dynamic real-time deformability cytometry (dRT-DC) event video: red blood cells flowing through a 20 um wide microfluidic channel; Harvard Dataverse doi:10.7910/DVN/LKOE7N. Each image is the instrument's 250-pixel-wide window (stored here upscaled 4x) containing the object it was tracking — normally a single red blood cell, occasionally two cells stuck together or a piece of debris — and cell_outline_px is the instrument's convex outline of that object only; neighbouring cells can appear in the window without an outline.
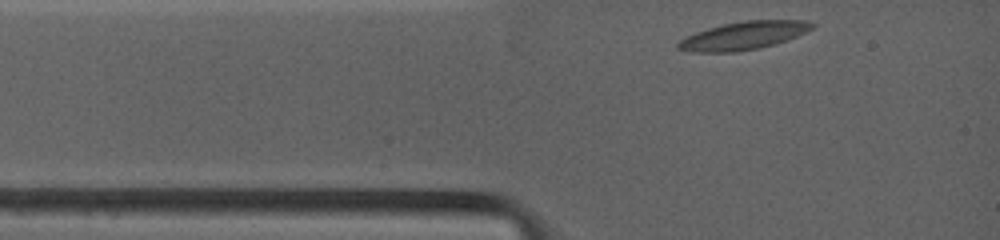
{"species": "common noctule bat (a hibernating species)", "species_latin": "Nyctalus noctula", "temperature_condition": "warm", "stored_images_in_passage": 37, "camera_frame_rate_fps": 4500, "um_per_image_px": 0.085, "animal": {"sex": "female", "body_mass_g": 19.0, "forearm_length_mm": 53.3}, "frame": {"image": 1, "passage_image": 1, "time_ms": 0.0, "image_size_px": [1000, 240], "cell_outline_px": [[816, 24], [812, 28], [796, 36], [760, 48], [736, 52], [688, 52], [676, 48], [676, 44], [680, 40], [696, 32], [708, 28], [724, 24], [744, 20], [808, 20]], "centroid_in_image_um": [63.17, 3.03], "position_along_channel_um": 21.8, "area_um2": 21.73}}
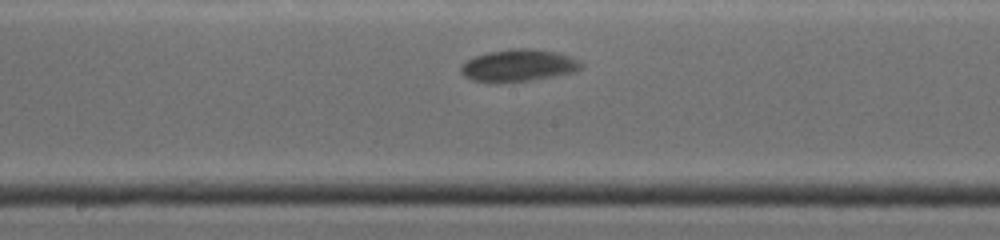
{"frame": {"image": 2, "passage_image": 22, "time_ms": 5.333, "image_size_px": [1000, 240], "cell_outline_px": [[584, 64], [576, 72], [532, 80], [472, 80], [464, 76], [460, 72], [460, 68], [468, 60], [476, 56], [488, 52], [516, 48], [528, 48], [556, 52], [568, 56]], "centroid_in_image_um": [44.11, 5.54], "position_along_channel_um": 204.1, "area_um2": 21.68}}
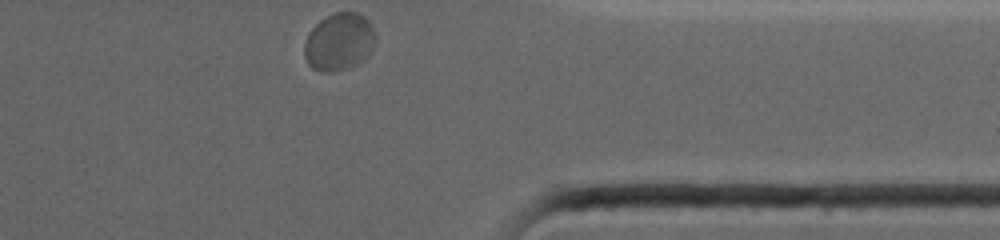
{"frame": {"image": 3, "passage_image": 37, "time_ms": 10.444, "image_size_px": [1000, 240], "cell_outline_px": [[376, 40], [372, 48], [364, 60], [348, 68], [332, 72], [320, 72], [312, 68], [308, 64], [304, 56], [304, 44], [308, 32], [320, 20], [336, 12], [356, 12], [364, 16], [368, 20], [376, 36]], "centroid_in_image_um": [28.81, 3.57], "position_along_channel_um": 382.6, "area_um2": 23.93}, "authors_computed_cell_mechanics": {"area_um2": 21.675, "velocity_mm_per_s": 3.6881, "shape_relaxation_time_tau1_ms": 6.9487, "shape_relaxation_time_tau2_ms": null, "deformation_change_tau1": 0.1366, "deformation_change_tau2": null}}